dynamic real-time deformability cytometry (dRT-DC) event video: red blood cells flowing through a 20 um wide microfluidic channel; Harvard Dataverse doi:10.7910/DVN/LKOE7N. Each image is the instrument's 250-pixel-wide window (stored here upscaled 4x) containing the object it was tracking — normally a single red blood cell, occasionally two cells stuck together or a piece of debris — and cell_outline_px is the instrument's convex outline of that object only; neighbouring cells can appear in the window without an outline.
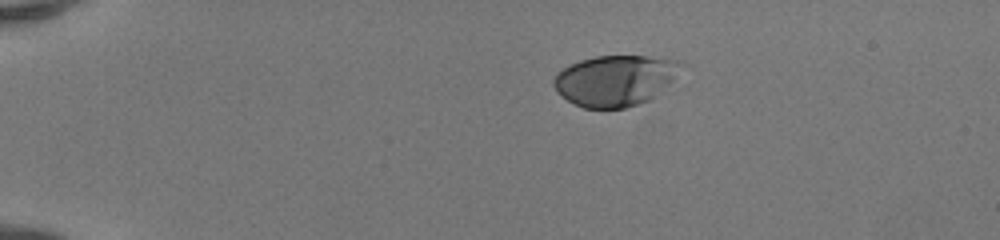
{"species": "human", "species_latin": "Homo sapiens", "temperature_condition": "room temperature", "stored_images_in_passage": 41, "camera_frame_rate_fps": 3000, "um_per_image_px": 0.085, "donor": {"sex": "female"}, "frame": {"image": 1, "passage_image": 1, "time_ms": 0.0, "image_size_px": [1000, 240], "cell_outline_px": [[688, 64], [656, 96], [648, 100], [624, 108], [584, 108], [568, 100], [556, 92], [552, 84], [552, 80], [556, 72], [580, 60], [596, 56], [648, 56], [676, 60]], "centroid_in_image_um": [52.3, 6.82], "position_along_channel_um": 32.7, "area_um2": 37.8}}
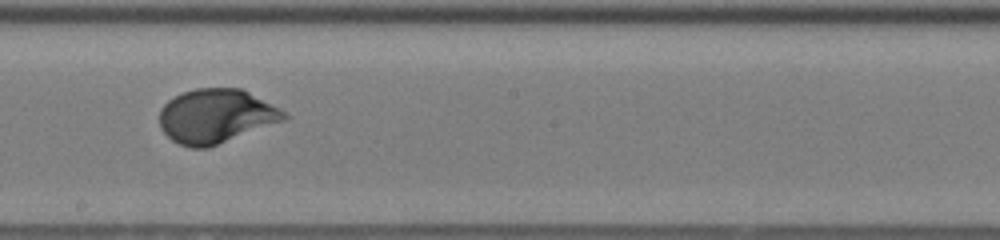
{"frame": {"image": 2, "passage_image": 21, "time_ms": 6.667, "image_size_px": [1000, 240], "cell_outline_px": [[292, 116], [284, 120], [208, 148], [192, 148], [180, 144], [172, 140], [160, 128], [160, 108], [168, 100], [184, 92], [196, 88], [240, 88], [280, 108]], "centroid_in_image_um": [18.36, 9.87], "position_along_channel_um": 229.8, "area_um2": 39.07}}
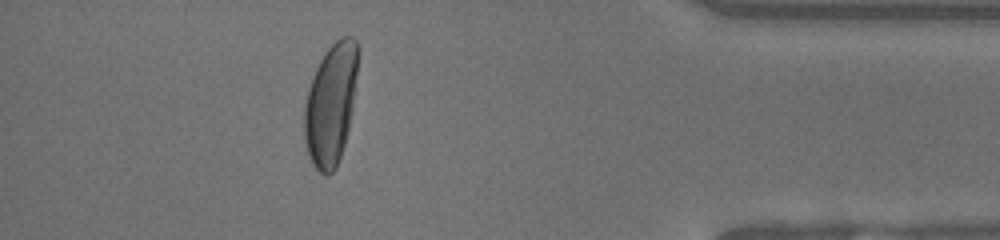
{"frame": {"image": 3, "passage_image": 36, "time_ms": 11.667, "image_size_px": [1000, 240], "cell_outline_px": [[360, 52], [352, 108], [348, 128], [344, 144], [336, 168], [328, 176], [324, 176], [312, 164], [308, 156], [304, 140], [304, 104], [308, 88], [312, 76], [324, 52], [340, 36], [352, 36], [356, 40], [360, 48]], "centroid_in_image_um": [28.12, 8.82], "position_along_channel_um": 407.1, "area_um2": 38.38}, "authors_computed_cell_mechanics": {"area_um2": 38.6682, "velocity_mm_per_s": 4.1796, "shape_relaxation_time_tau1_ms": 3.9972, "shape_relaxation_time_tau2_ms": null, "deformation_change_tau1": 0.1873, "deformation_change_tau2": null}}